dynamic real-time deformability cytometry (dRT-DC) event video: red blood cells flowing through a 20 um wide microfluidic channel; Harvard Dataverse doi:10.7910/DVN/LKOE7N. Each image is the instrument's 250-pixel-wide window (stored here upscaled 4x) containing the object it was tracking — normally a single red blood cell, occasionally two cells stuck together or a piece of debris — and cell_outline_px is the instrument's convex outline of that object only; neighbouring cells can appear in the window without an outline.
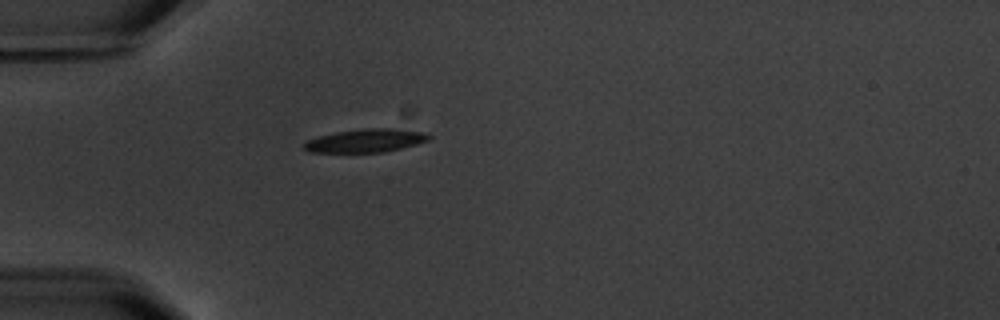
{"species": "common noctule bat (a hibernating species)", "species_latin": "Nyctalus noctula", "temperature_condition": "warm", "stored_images_in_passage": 1, "camera_frame_rate_fps": 3000, "um_per_image_px": 0.085, "animal": {"sex": "male", "body_mass_g": 20.1, "forearm_length_mm": 53.5}, "frame": {"image": 1, "passage_image": 1, "time_ms": 0.0, "image_size_px": [1000, 320], "cell_outline_px": [[432, 136], [428, 140], [416, 144], [384, 152], [308, 152], [304, 148], [304, 144], [308, 140], [320, 136], [336, 132], [364, 128], [392, 128], [424, 132]], "centroid_in_image_um": [31.1, 11.95], "position_along_channel_um": 53.9, "area_um2": 16.76}}